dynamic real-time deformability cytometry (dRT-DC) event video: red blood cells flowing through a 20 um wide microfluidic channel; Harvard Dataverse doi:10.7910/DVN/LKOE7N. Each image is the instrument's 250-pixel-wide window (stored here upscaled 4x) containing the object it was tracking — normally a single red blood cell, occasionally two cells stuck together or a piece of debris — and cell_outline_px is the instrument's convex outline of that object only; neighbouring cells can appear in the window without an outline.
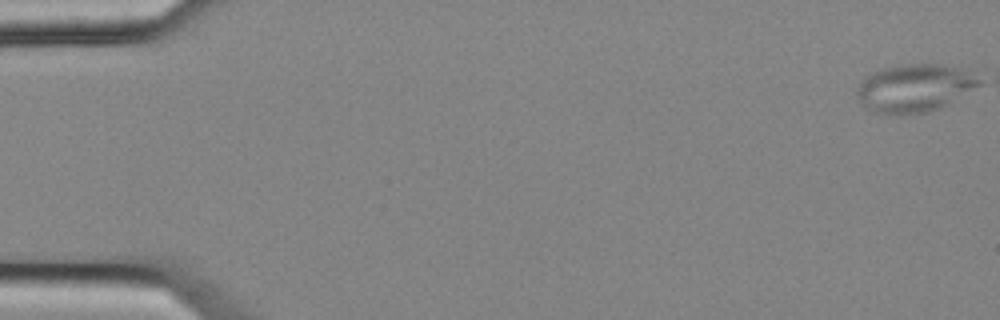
{"species": "common noctule bat (a hibernating species)", "species_latin": "Nyctalus noctula", "temperature_condition": "cold", "stored_images_in_passage": 9, "camera_frame_rate_fps": 3000, "um_per_image_px": 0.085, "animal": {"sex": "female", "body_mass_g": 25.1}, "frame": {"image": 1, "passage_image": 1, "time_ms": 0.0, "image_size_px": [1000, 320], "cell_outline_px": [[980, 84], [940, 108], [928, 112], [872, 112], [864, 108], [856, 96], [856, 92], [864, 76], [872, 72], [884, 68], [908, 64], [944, 64], [956, 68], [980, 80]], "centroid_in_image_um": [77.64, 7.47], "position_along_channel_um": 7.4, "area_um2": 33.0}}